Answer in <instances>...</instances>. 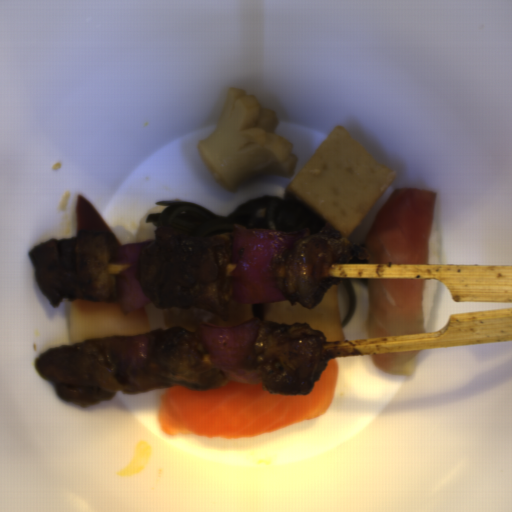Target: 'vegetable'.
Here are the masks:
<instances>
[{"label":"vegetable","mask_w":512,"mask_h":512,"mask_svg":"<svg viewBox=\"0 0 512 512\" xmlns=\"http://www.w3.org/2000/svg\"><path fill=\"white\" fill-rule=\"evenodd\" d=\"M309 229L270 231L233 224L231 247L236 265L230 298L239 304L288 300L282 296L272 265L277 256L289 252Z\"/></svg>","instance_id":"1"},{"label":"vegetable","mask_w":512,"mask_h":512,"mask_svg":"<svg viewBox=\"0 0 512 512\" xmlns=\"http://www.w3.org/2000/svg\"><path fill=\"white\" fill-rule=\"evenodd\" d=\"M262 325L258 318L232 326L200 322L197 335L213 366L227 380L260 383L263 377L258 368L255 343Z\"/></svg>","instance_id":"2"},{"label":"vegetable","mask_w":512,"mask_h":512,"mask_svg":"<svg viewBox=\"0 0 512 512\" xmlns=\"http://www.w3.org/2000/svg\"><path fill=\"white\" fill-rule=\"evenodd\" d=\"M149 334L118 335L90 341L116 359L120 366L121 379L131 385L133 392L139 393L172 384L158 381L148 370Z\"/></svg>","instance_id":"3"},{"label":"vegetable","mask_w":512,"mask_h":512,"mask_svg":"<svg viewBox=\"0 0 512 512\" xmlns=\"http://www.w3.org/2000/svg\"><path fill=\"white\" fill-rule=\"evenodd\" d=\"M153 242L155 240L130 243L115 251L113 265L117 302L124 315L152 301L142 288L139 267L144 248Z\"/></svg>","instance_id":"4"}]
</instances>
